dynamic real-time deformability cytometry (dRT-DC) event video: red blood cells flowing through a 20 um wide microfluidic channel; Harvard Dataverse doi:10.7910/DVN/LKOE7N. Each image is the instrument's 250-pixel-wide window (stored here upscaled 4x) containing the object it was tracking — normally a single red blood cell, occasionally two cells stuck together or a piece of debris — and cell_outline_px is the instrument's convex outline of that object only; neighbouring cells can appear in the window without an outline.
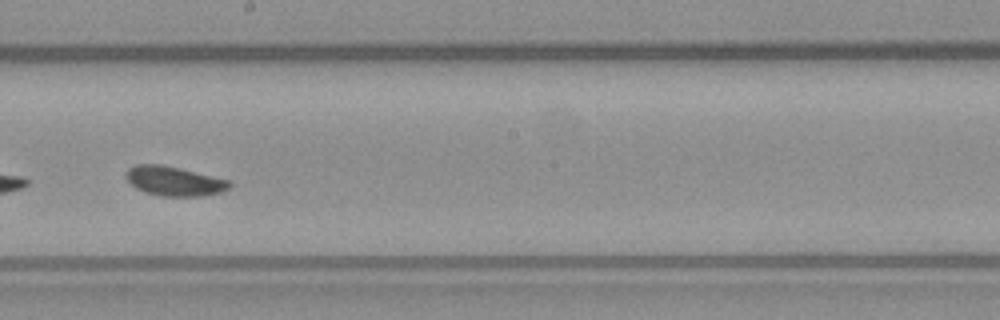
{"species": "common noctule bat (a hibernating species)", "species_latin": "Nyctalus noctula", "temperature_condition": "warm", "stored_images_in_passage": 31, "camera_frame_rate_fps": 3000, "um_per_image_px": 0.085, "animal": {"sex": "male", "body_mass_g": 23.1, "forearm_length_mm": 52.7}, "frame": {"image": 1, "passage_image": 18, "time_ms": 5.667, "image_size_px": [1000, 320], "cell_outline_px": [[232, 184], [228, 188], [220, 192], [200, 196], [160, 196], [144, 192], [136, 188], [124, 176], [124, 172], [128, 168], [136, 164], [160, 164], [180, 168], [232, 180]], "centroid_in_image_um": [14.79, 15.38], "position_along_channel_um": 233.4, "area_um2": 17.92}}
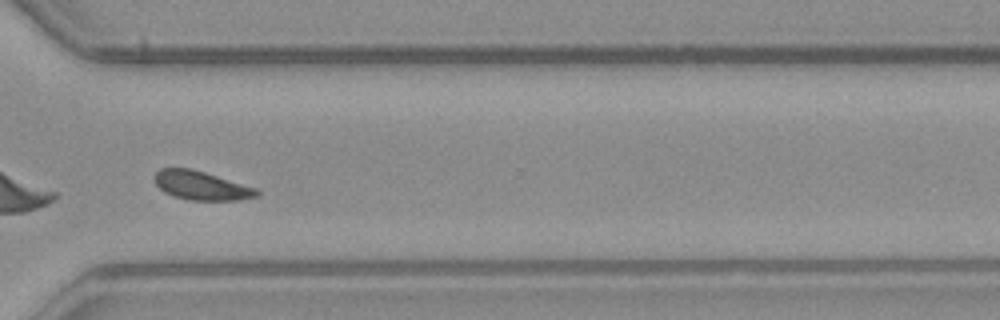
{"frame": {"image": 2, "passage_image": 27, "time_ms": 8.667, "image_size_px": [1000, 320], "cell_outline_px": [[260, 196], [240, 200], [188, 200], [172, 196], [164, 192], [156, 184], [152, 176], [160, 168], [192, 168], [256, 188], [260, 192]], "centroid_in_image_um": [17.09, 15.77], "position_along_channel_um": 353.5, "area_um2": 17.34}, "authors_computed_cell_mechanics": {"area_um2": 17.5134, "velocity_mm_per_s": 4.0073, "shape_relaxation_time_tau1_ms": 2.4695, "shape_relaxation_time_tau2_ms": 2.8531, "deformation_change_tau1": 0.0829, "deformation_change_tau2": 0.0789}}